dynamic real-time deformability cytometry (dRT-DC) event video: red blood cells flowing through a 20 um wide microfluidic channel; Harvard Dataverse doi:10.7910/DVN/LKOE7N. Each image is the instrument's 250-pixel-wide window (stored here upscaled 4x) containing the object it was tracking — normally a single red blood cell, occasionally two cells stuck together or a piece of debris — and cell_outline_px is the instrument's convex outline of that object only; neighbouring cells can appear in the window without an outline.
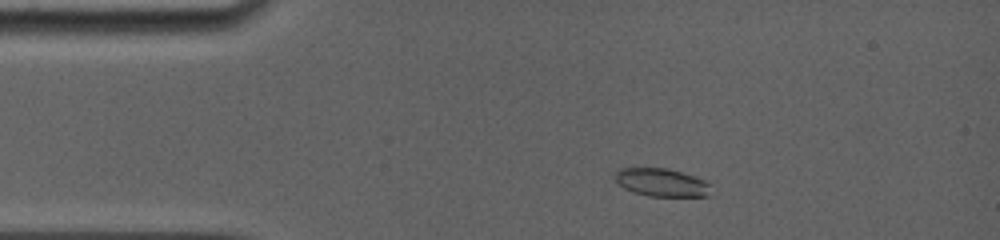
{"species": "common noctule bat (a hibernating species)", "species_latin": "Nyctalus noctula", "temperature_condition": "room temperature", "stored_images_in_passage": 32, "camera_frame_rate_fps": 5000, "um_per_image_px": 0.085, "animal": {"sex": "female", "body_mass_g": 19.0, "forearm_length_mm": 56.7}, "frame": {"image": 1, "passage_image": 4, "time_ms": 1.4, "image_size_px": [1000, 240], "cell_outline_px": [[712, 184], [708, 196], [648, 196], [632, 192], [624, 188], [616, 180], [616, 172], [620, 168], [668, 168], [704, 180]], "centroid_in_image_um": [56.25, 15.51], "position_along_channel_um": 28.8, "area_um2": 15.55}}
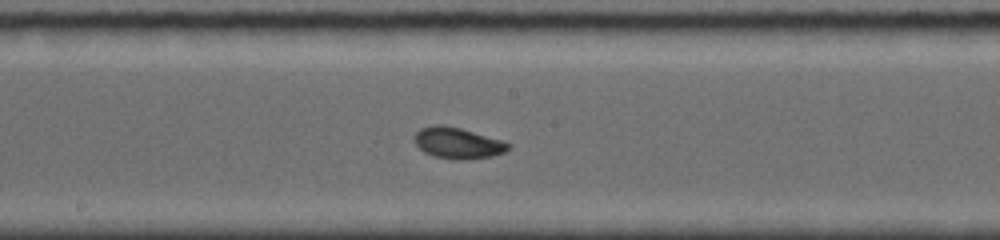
{"frame": {"image": 2, "passage_image": 21, "time_ms": 7.2, "image_size_px": [1000, 240], "cell_outline_px": [[508, 148], [504, 152], [492, 156], [460, 160], [452, 160], [436, 156], [424, 152], [416, 144], [416, 132], [420, 128], [432, 124], [444, 124], [460, 128], [500, 140], [508, 144]], "centroid_in_image_um": [38.86, 12.15], "position_along_channel_um": 209.3, "area_um2": 16.7}}
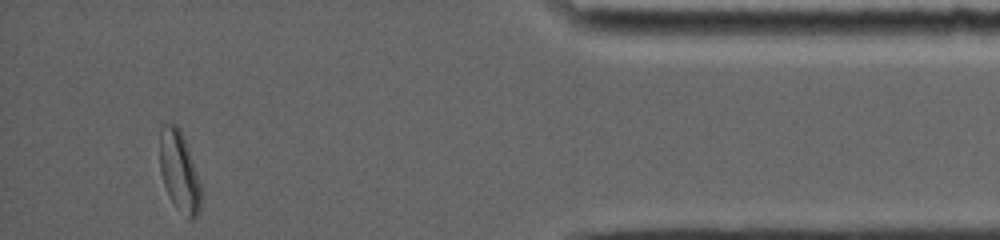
{"frame": {"image": 3, "passage_image": 32, "time_ms": 13.6, "image_size_px": [1000, 240], "cell_outline_px": [[200, 208], [196, 216], [192, 220], [188, 220], [176, 208], [164, 184], [160, 172], [160, 124], [176, 124], [180, 128], [188, 148], [200, 184]], "centroid_in_image_um": [15.22, 14.56], "position_along_channel_um": 420.0, "area_um2": 19.13}, "authors_computed_cell_mechanics": {"area_um2": 16.2707, "velocity_mm_per_s": 3.8832, "shape_relaxation_time_tau1_ms": 3.9346, "shape_relaxation_time_tau2_ms": 1.2114, "deformation_change_tau1": 0.127, "deformation_change_tau2": 0.0523}}